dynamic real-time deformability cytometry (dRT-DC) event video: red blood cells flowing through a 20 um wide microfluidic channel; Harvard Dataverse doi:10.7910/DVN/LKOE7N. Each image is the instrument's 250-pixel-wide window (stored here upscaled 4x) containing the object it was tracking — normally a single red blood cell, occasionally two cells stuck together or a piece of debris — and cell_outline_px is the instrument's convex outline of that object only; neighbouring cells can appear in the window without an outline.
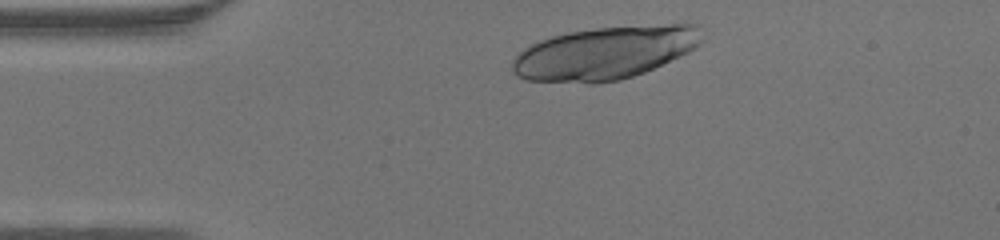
{"species": "human", "species_latin": "Homo sapiens", "temperature_condition": "warm", "stored_images_in_passage": 31, "camera_frame_rate_fps": 3000, "um_per_image_px": 0.085, "donor": {"sex": "male"}, "frame": {"image": 1, "passage_image": 2, "time_ms": 0.333, "image_size_px": [1000, 240], "cell_outline_px": [[704, 40], [696, 48], [688, 52], [644, 72], [620, 80], [596, 84], [588, 84], [528, 80], [516, 76], [512, 72], [512, 60], [524, 48], [540, 40], [552, 36], [568, 32], [596, 28], [680, 20], [684, 20], [696, 24]], "centroid_in_image_um": [51.5, 4.46], "position_along_channel_um": 33.5, "area_um2": 59.88}}
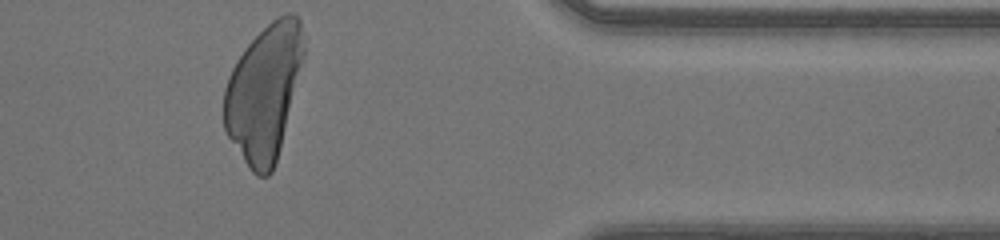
{"frame": {"image": 2, "passage_image": 31, "time_ms": 10.0, "image_size_px": [1000, 240], "cell_outline_px": [[304, 60], [280, 148], [272, 172], [268, 176], [256, 176], [252, 172], [228, 136], [224, 128], [224, 88], [228, 76], [236, 60], [244, 48], [272, 20], [288, 12], [292, 12], [300, 20], [304, 40]], "centroid_in_image_um": [22.45, 7.84], "position_along_channel_um": 389.0, "area_um2": 62.83}}